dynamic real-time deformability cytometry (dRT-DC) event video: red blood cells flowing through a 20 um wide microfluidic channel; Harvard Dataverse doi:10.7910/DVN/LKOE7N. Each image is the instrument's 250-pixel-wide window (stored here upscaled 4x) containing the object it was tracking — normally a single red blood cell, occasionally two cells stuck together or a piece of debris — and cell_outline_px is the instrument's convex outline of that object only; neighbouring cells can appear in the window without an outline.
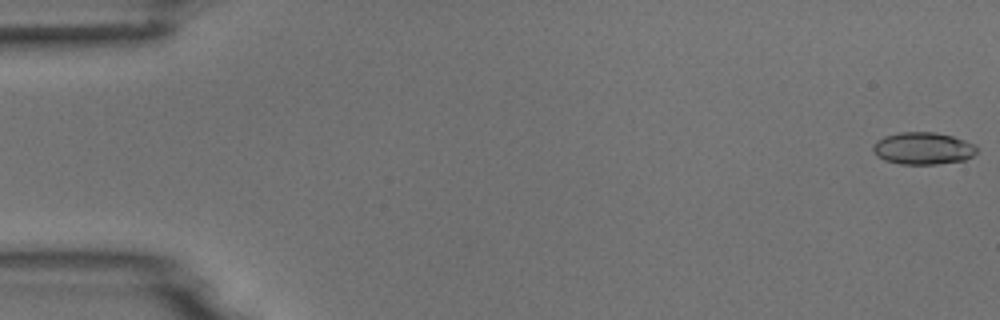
{"species": "common noctule bat (a hibernating species)", "species_latin": "Nyctalus noctula", "temperature_condition": "room temperature", "stored_images_in_passage": 5, "camera_frame_rate_fps": 3000, "um_per_image_px": 0.085, "animal": {"sex": "male", "body_mass_g": 18.8}, "frame": {"image": 1, "passage_image": 1, "time_ms": 0.0, "image_size_px": [1000, 320], "cell_outline_px": [[976, 152], [972, 156], [964, 160], [936, 164], [900, 164], [884, 160], [872, 148], [876, 140], [884, 136], [900, 132], [936, 132], [952, 136], [976, 144]], "centroid_in_image_um": [78.47, 12.6], "position_along_channel_um": 6.5, "area_um2": 19.36}}